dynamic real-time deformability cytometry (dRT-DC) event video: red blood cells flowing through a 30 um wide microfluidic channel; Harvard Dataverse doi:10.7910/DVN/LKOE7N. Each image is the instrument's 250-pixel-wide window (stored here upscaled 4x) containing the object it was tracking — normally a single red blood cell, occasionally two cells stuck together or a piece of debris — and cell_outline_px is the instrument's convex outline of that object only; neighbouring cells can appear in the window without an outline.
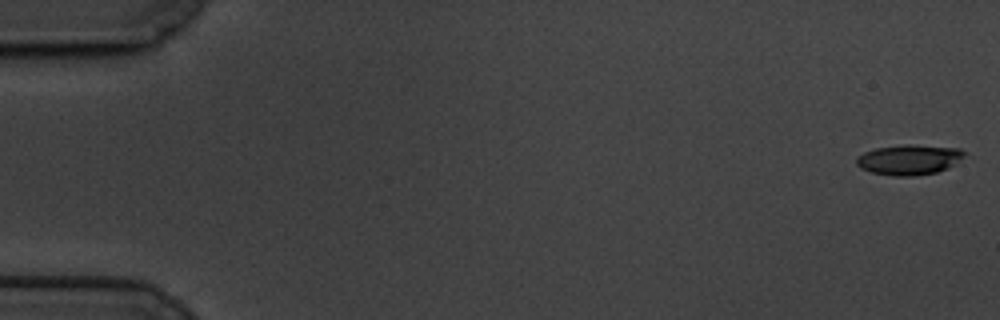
{"species": "common noctule bat (a hibernating species)", "species_latin": "Nyctalus noctula", "temperature_condition": "cold", "stored_images_in_passage": 60, "camera_frame_rate_fps": 3000, "um_per_image_px": 0.085, "animal": {"sex": "male", "body_mass_g": 19.5, "forearm_length_mm": 54.6}, "frame": {"image": 1, "passage_image": 1, "time_ms": 0.0, "image_size_px": [1000, 320], "cell_outline_px": [[968, 152], [964, 156], [948, 168], [936, 172], [912, 176], [892, 176], [872, 172], [860, 168], [856, 164], [856, 156], [864, 152], [876, 148], [904, 144], [912, 144], [960, 148]], "centroid_in_image_um": [77.27, 13.56], "position_along_channel_um": 7.7, "area_um2": 19.13}}
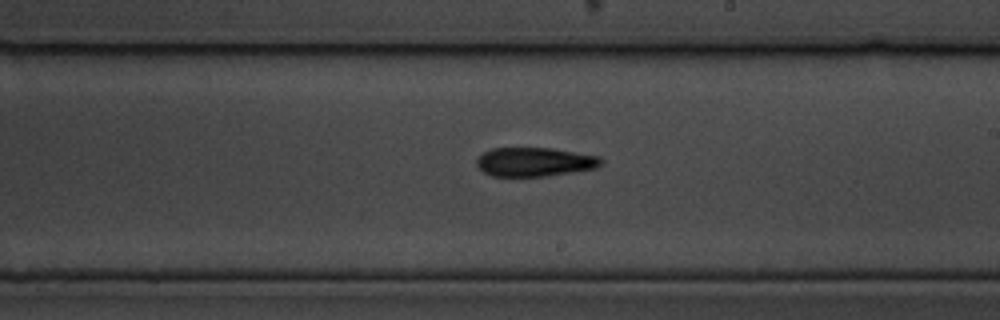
{"frame": {"image": 2, "passage_image": 35, "time_ms": 11.333, "image_size_px": [1000, 320], "cell_outline_px": [[604, 164], [596, 168], [572, 172], [544, 176], [492, 176], [484, 172], [476, 164], [476, 156], [492, 148], [552, 148], [600, 156], [604, 160]], "centroid_in_image_um": [45.46, 13.75], "position_along_channel_um": 243.5, "area_um2": 21.15}}
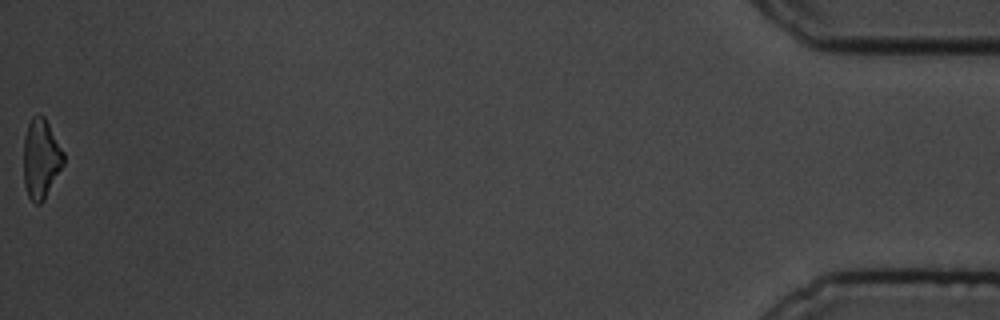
{"frame": {"image": 3, "passage_image": 60, "time_ms": 19.667, "image_size_px": [1000, 320], "cell_outline_px": [[64, 164], [44, 200], [40, 204], [36, 204], [28, 196], [24, 184], [24, 136], [28, 124], [32, 116], [36, 112], [40, 112], [44, 116], [64, 152]], "centroid_in_image_um": [3.48, 13.46], "position_along_channel_um": 431.7, "area_um2": 18.67}, "authors_computed_cell_mechanics": {"area_um2": 20.4323, "velocity_mm_per_s": 3.3814, "shape_relaxation_time_tau1_ms": 5.0724, "shape_relaxation_time_tau2_ms": null, "deformation_change_tau1": 0.1554, "deformation_change_tau2": null}}